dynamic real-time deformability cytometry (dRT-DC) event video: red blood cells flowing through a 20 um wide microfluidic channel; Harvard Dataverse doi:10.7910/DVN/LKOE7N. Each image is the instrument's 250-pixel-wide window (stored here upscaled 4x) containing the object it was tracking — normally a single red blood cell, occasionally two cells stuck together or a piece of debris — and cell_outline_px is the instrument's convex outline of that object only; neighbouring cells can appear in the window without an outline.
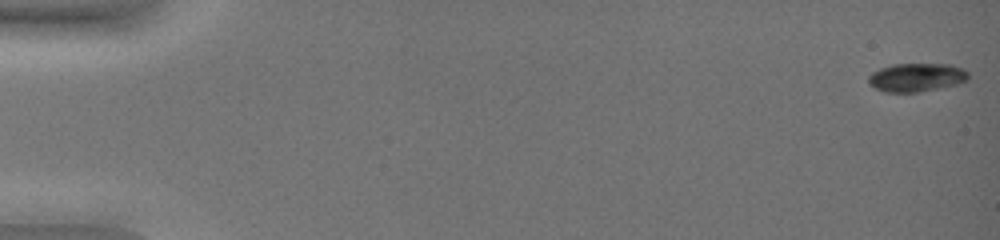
{"species": "common noctule bat (a hibernating species)", "species_latin": "Nyctalus noctula", "temperature_condition": "warm", "stored_images_in_passage": 52, "camera_frame_rate_fps": 3000, "um_per_image_px": 0.085, "animal": {"sex": "female", "body_mass_g": 19.0, "forearm_length_mm": 51.5}, "frame": {"image": 1, "passage_image": 1, "time_ms": 0.0, "image_size_px": [1000, 240], "cell_outline_px": [[968, 80], [956, 84], [916, 92], [884, 92], [868, 84], [868, 76], [872, 72], [880, 68], [892, 64], [948, 64], [960, 68], [968, 72]], "centroid_in_image_um": [77.85, 6.57], "position_along_channel_um": 7.1, "area_um2": 16.42}}
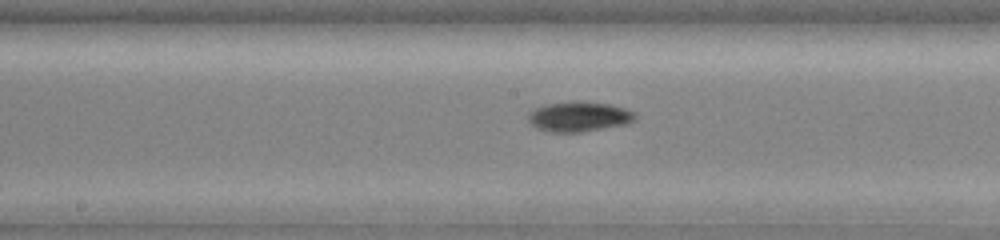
{"frame": {"image": 2, "passage_image": 30, "time_ms": 9.667, "image_size_px": [1000, 240], "cell_outline_px": [[636, 120], [628, 124], [580, 132], [552, 132], [536, 128], [528, 124], [528, 112], [544, 104], [572, 100], [576, 100], [608, 104], [624, 108], [636, 112]], "centroid_in_image_um": [49.2, 9.9], "position_along_channel_um": 199.0, "area_um2": 19.07}}
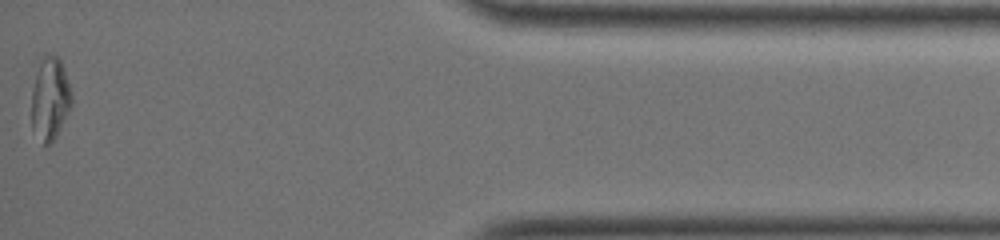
{"frame": {"image": 3, "passage_image": 52, "time_ms": 17.0, "image_size_px": [1000, 240], "cell_outline_px": [[72, 104], [56, 136], [48, 144], [44, 144], [32, 128], [32, 88], [36, 72], [44, 52], [48, 52], [56, 56], [60, 60], [64, 68], [72, 96]], "centroid_in_image_um": [4.25, 8.33], "position_along_channel_um": 431.0, "area_um2": 19.13}, "authors_computed_cell_mechanics": {"area_um2": 17.629, "velocity_mm_per_s": 3.8314, "shape_relaxation_time_tau1_ms": 5.0626, "shape_relaxation_time_tau2_ms": null, "deformation_change_tau1": 0.195, "deformation_change_tau2": null}}